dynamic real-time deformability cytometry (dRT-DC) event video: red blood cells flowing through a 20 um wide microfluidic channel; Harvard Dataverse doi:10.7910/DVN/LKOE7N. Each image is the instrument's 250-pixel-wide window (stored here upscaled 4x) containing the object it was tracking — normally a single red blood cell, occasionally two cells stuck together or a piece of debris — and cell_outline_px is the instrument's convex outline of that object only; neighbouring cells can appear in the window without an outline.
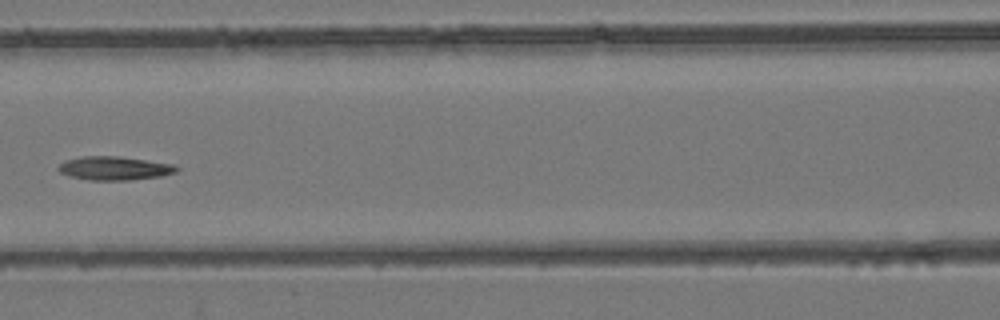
{"species": "common noctule bat (a hibernating species)", "species_latin": "Nyctalus noctula", "temperature_condition": "room temperature", "stored_images_in_passage": 8, "camera_frame_rate_fps": 3000, "um_per_image_px": 0.085, "animal": {"sex": "female", "body_mass_g": 24.6, "forearm_length_mm": 56.2}, "frame": {"image": 1, "passage_image": 7, "time_ms": 2.0, "image_size_px": [1000, 320], "cell_outline_px": [[180, 168], [176, 172], [160, 176], [128, 180], [88, 180], [68, 176], [60, 172], [56, 168], [64, 160], [80, 156], [120, 156], [176, 164]], "centroid_in_image_um": [9.72, 14.29], "position_along_channel_um": 156.9, "area_um2": 16.53}}
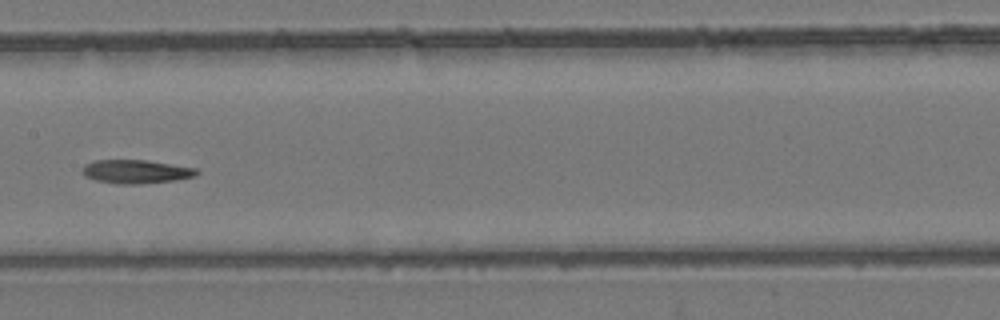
{"frame": {"image": 2, "passage_image": 8, "time_ms": 2.333, "image_size_px": [1000, 320], "cell_outline_px": [[200, 172], [196, 176], [176, 180], [140, 184], [120, 184], [96, 180], [84, 176], [80, 172], [84, 164], [92, 160], [148, 160], [196, 168]], "centroid_in_image_um": [11.54, 14.58], "position_along_channel_um": 195.9, "area_um2": 15.95}}